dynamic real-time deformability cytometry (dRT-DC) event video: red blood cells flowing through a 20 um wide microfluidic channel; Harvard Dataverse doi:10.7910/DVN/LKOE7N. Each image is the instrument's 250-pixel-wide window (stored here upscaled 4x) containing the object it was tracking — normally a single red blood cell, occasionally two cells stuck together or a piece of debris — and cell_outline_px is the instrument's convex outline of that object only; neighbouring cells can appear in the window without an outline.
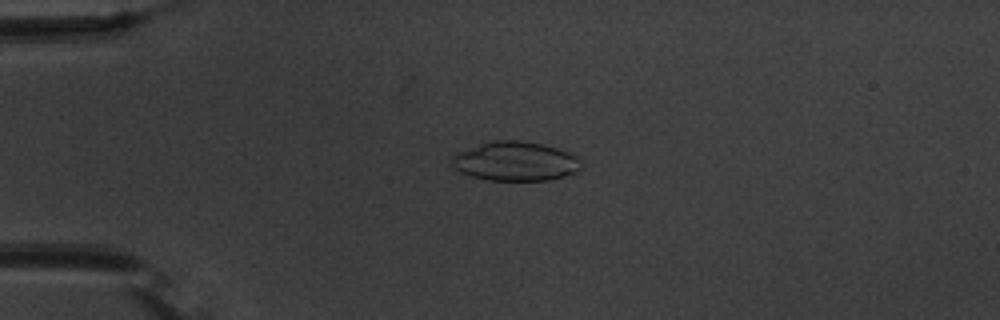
{"species": "common noctule bat (a hibernating species)", "species_latin": "Nyctalus noctula", "temperature_condition": "warm", "stored_images_in_passage": 49, "camera_frame_rate_fps": 3000, "um_per_image_px": 0.085, "animal": {"sex": "male", "body_mass_g": 20.1, "forearm_length_mm": 53.5}, "frame": {"image": 1, "passage_image": 13, "time_ms": 4.0, "image_size_px": [1000, 320], "cell_outline_px": [[580, 168], [576, 172], [564, 176], [548, 180], [488, 180], [472, 176], [460, 172], [448, 164], [452, 156], [456, 152], [492, 140], [524, 140], [544, 144], [568, 152], [576, 156], [580, 160]], "centroid_in_image_um": [43.76, 13.7], "position_along_channel_um": 41.2, "area_um2": 29.77}}
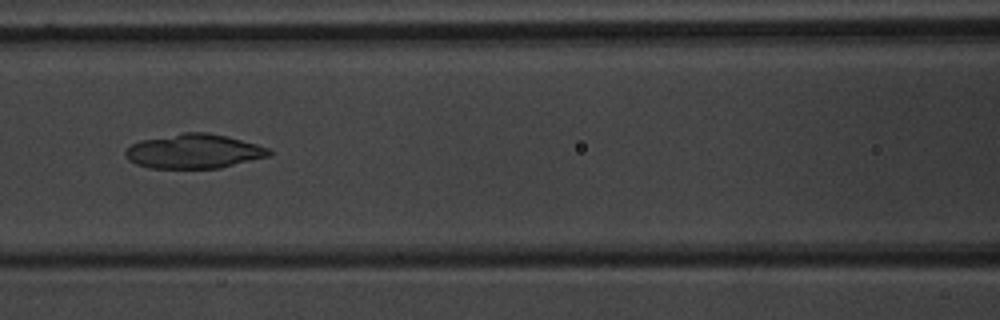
{"frame": {"image": 2, "passage_image": 24, "time_ms": 7.667, "image_size_px": [1000, 320], "cell_outline_px": [[272, 152], [268, 156], [220, 168], [148, 168], [136, 164], [128, 160], [124, 156], [124, 152], [132, 144], [140, 140], [184, 132], [208, 132], [228, 136], [256, 144], [268, 148]], "centroid_in_image_um": [16.45, 12.86], "position_along_channel_um": 150.2, "area_um2": 28.78}}
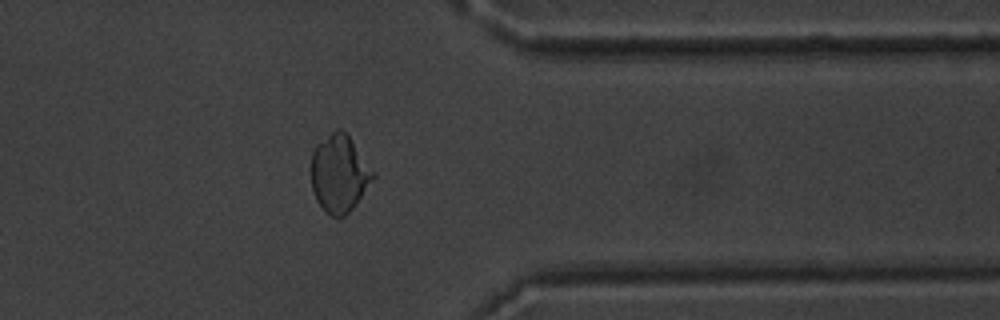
{"frame": {"image": 3, "passage_image": 43, "time_ms": 14.0, "image_size_px": [1000, 320], "cell_outline_px": [[376, 176], [356, 204], [344, 216], [332, 216], [316, 200], [312, 188], [312, 152], [316, 144], [336, 128], [340, 128], [348, 136], [376, 172]], "centroid_in_image_um": [28.86, 14.73], "position_along_channel_um": 382.5, "area_um2": 27.63}}